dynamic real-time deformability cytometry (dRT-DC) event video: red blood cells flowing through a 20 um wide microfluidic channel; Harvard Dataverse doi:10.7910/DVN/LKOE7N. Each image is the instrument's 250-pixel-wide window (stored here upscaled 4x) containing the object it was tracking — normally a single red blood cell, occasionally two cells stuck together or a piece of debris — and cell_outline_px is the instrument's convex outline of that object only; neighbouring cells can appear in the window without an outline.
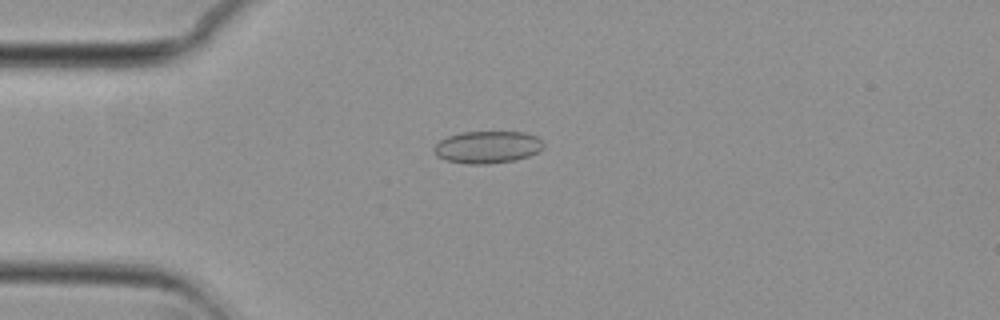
{"species": "common noctule bat (a hibernating species)", "species_latin": "Nyctalus noctula", "temperature_condition": "cold", "stored_images_in_passage": 55, "camera_frame_rate_fps": 3000, "um_per_image_px": 0.085, "animal": {"sex": "female", "body_mass_g": 29.2, "forearm_length_mm": 56.3}, "frame": {"image": 1, "passage_image": 14, "time_ms": 4.333, "image_size_px": [1000, 320], "cell_outline_px": [[544, 148], [528, 156], [512, 160], [488, 164], [464, 164], [448, 160], [436, 156], [432, 148], [440, 140], [448, 136], [460, 132], [524, 132], [536, 136], [544, 144]], "centroid_in_image_um": [41.4, 12.5], "position_along_channel_um": 43.6, "area_um2": 20.52}}
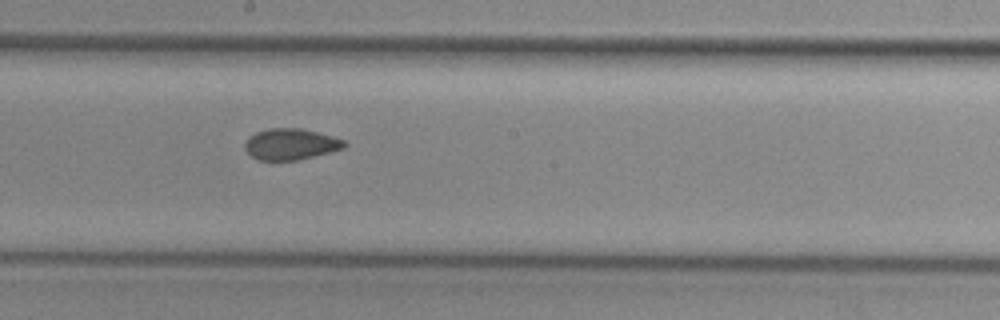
{"frame": {"image": 2, "passage_image": 30, "time_ms": 9.667, "image_size_px": [1000, 320], "cell_outline_px": [[348, 144], [344, 148], [296, 160], [260, 160], [252, 156], [244, 148], [244, 144], [248, 136], [256, 132], [268, 128], [300, 128], [332, 136], [344, 140]], "centroid_in_image_um": [24.68, 12.24], "position_along_channel_um": 223.5, "area_um2": 17.92}}
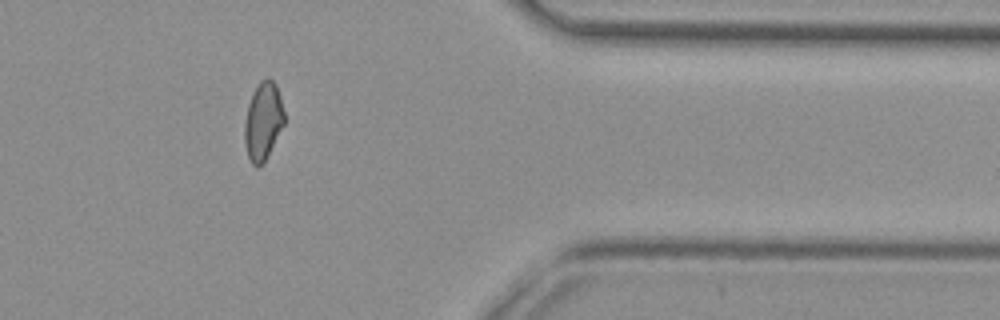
{"frame": {"image": 3, "passage_image": 45, "time_ms": 14.667, "image_size_px": [1000, 320], "cell_outline_px": [[284, 124], [264, 160], [256, 168], [252, 164], [248, 156], [244, 140], [244, 124], [248, 104], [252, 92], [260, 80], [268, 76], [276, 84], [280, 96], [284, 112]], "centroid_in_image_um": [22.35, 10.24], "position_along_channel_um": 389.1, "area_um2": 17.86}, "authors_computed_cell_mechanics": {"area_um2": 18.785, "velocity_mm_per_s": 3.7493, "shape_relaxation_time_tau1_ms": null, "shape_relaxation_time_tau2_ms": 1.9217, "deformation_change_tau1": null, "deformation_change_tau2": 0.0731}}